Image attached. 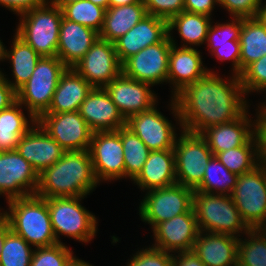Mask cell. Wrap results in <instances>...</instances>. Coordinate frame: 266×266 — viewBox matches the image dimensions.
<instances>
[{"instance_id": "2", "label": "cell", "mask_w": 266, "mask_h": 266, "mask_svg": "<svg viewBox=\"0 0 266 266\" xmlns=\"http://www.w3.org/2000/svg\"><path fill=\"white\" fill-rule=\"evenodd\" d=\"M98 183L89 150L65 151L55 164L38 175L35 195L44 199L86 197Z\"/></svg>"}, {"instance_id": "48", "label": "cell", "mask_w": 266, "mask_h": 266, "mask_svg": "<svg viewBox=\"0 0 266 266\" xmlns=\"http://www.w3.org/2000/svg\"><path fill=\"white\" fill-rule=\"evenodd\" d=\"M257 115V119H254V122L256 121V134L259 139L260 163L266 167V116L259 110Z\"/></svg>"}, {"instance_id": "57", "label": "cell", "mask_w": 266, "mask_h": 266, "mask_svg": "<svg viewBox=\"0 0 266 266\" xmlns=\"http://www.w3.org/2000/svg\"><path fill=\"white\" fill-rule=\"evenodd\" d=\"M6 50H7L6 47H4L3 43L0 40V61H2V60L5 59V57H6ZM0 73H2V72L0 71Z\"/></svg>"}, {"instance_id": "11", "label": "cell", "mask_w": 266, "mask_h": 266, "mask_svg": "<svg viewBox=\"0 0 266 266\" xmlns=\"http://www.w3.org/2000/svg\"><path fill=\"white\" fill-rule=\"evenodd\" d=\"M72 68L96 88H104L122 73L115 44L100 37Z\"/></svg>"}, {"instance_id": "8", "label": "cell", "mask_w": 266, "mask_h": 266, "mask_svg": "<svg viewBox=\"0 0 266 266\" xmlns=\"http://www.w3.org/2000/svg\"><path fill=\"white\" fill-rule=\"evenodd\" d=\"M231 198L250 229H266V167L238 175Z\"/></svg>"}, {"instance_id": "40", "label": "cell", "mask_w": 266, "mask_h": 266, "mask_svg": "<svg viewBox=\"0 0 266 266\" xmlns=\"http://www.w3.org/2000/svg\"><path fill=\"white\" fill-rule=\"evenodd\" d=\"M239 77L245 94L266 91V55L248 65Z\"/></svg>"}, {"instance_id": "46", "label": "cell", "mask_w": 266, "mask_h": 266, "mask_svg": "<svg viewBox=\"0 0 266 266\" xmlns=\"http://www.w3.org/2000/svg\"><path fill=\"white\" fill-rule=\"evenodd\" d=\"M47 0H0V5L6 7L9 10L21 15L33 8L42 6Z\"/></svg>"}, {"instance_id": "29", "label": "cell", "mask_w": 266, "mask_h": 266, "mask_svg": "<svg viewBox=\"0 0 266 266\" xmlns=\"http://www.w3.org/2000/svg\"><path fill=\"white\" fill-rule=\"evenodd\" d=\"M239 42L241 74L248 65L266 55V28L257 17L243 18Z\"/></svg>"}, {"instance_id": "59", "label": "cell", "mask_w": 266, "mask_h": 266, "mask_svg": "<svg viewBox=\"0 0 266 266\" xmlns=\"http://www.w3.org/2000/svg\"><path fill=\"white\" fill-rule=\"evenodd\" d=\"M260 106H261V107H259L260 112H261L264 116H266V102H265V104L262 103V105H260Z\"/></svg>"}, {"instance_id": "37", "label": "cell", "mask_w": 266, "mask_h": 266, "mask_svg": "<svg viewBox=\"0 0 266 266\" xmlns=\"http://www.w3.org/2000/svg\"><path fill=\"white\" fill-rule=\"evenodd\" d=\"M63 17L69 21L79 23L97 31H101L106 9L93 4L89 0H78L64 5Z\"/></svg>"}, {"instance_id": "7", "label": "cell", "mask_w": 266, "mask_h": 266, "mask_svg": "<svg viewBox=\"0 0 266 266\" xmlns=\"http://www.w3.org/2000/svg\"><path fill=\"white\" fill-rule=\"evenodd\" d=\"M84 197H53L46 199L52 229L56 240L60 235L71 237L81 242H89L97 231V219L86 210L80 201Z\"/></svg>"}, {"instance_id": "47", "label": "cell", "mask_w": 266, "mask_h": 266, "mask_svg": "<svg viewBox=\"0 0 266 266\" xmlns=\"http://www.w3.org/2000/svg\"><path fill=\"white\" fill-rule=\"evenodd\" d=\"M215 3L218 4L219 0H184V11L210 17Z\"/></svg>"}, {"instance_id": "21", "label": "cell", "mask_w": 266, "mask_h": 266, "mask_svg": "<svg viewBox=\"0 0 266 266\" xmlns=\"http://www.w3.org/2000/svg\"><path fill=\"white\" fill-rule=\"evenodd\" d=\"M168 36V21L146 15L125 35L117 39L115 50L121 63L146 47L162 42Z\"/></svg>"}, {"instance_id": "1", "label": "cell", "mask_w": 266, "mask_h": 266, "mask_svg": "<svg viewBox=\"0 0 266 266\" xmlns=\"http://www.w3.org/2000/svg\"><path fill=\"white\" fill-rule=\"evenodd\" d=\"M245 95L238 75L225 80L214 71H208L171 97L170 108L184 131L201 134L209 127L241 117L249 106Z\"/></svg>"}, {"instance_id": "16", "label": "cell", "mask_w": 266, "mask_h": 266, "mask_svg": "<svg viewBox=\"0 0 266 266\" xmlns=\"http://www.w3.org/2000/svg\"><path fill=\"white\" fill-rule=\"evenodd\" d=\"M126 127L136 134L151 150H170L175 146L177 133L155 105L144 112L136 113L126 119Z\"/></svg>"}, {"instance_id": "52", "label": "cell", "mask_w": 266, "mask_h": 266, "mask_svg": "<svg viewBox=\"0 0 266 266\" xmlns=\"http://www.w3.org/2000/svg\"><path fill=\"white\" fill-rule=\"evenodd\" d=\"M140 1L141 0H109V7L130 5L133 3L140 2Z\"/></svg>"}, {"instance_id": "39", "label": "cell", "mask_w": 266, "mask_h": 266, "mask_svg": "<svg viewBox=\"0 0 266 266\" xmlns=\"http://www.w3.org/2000/svg\"><path fill=\"white\" fill-rule=\"evenodd\" d=\"M73 252L65 244L35 248L30 266H66L73 258Z\"/></svg>"}, {"instance_id": "58", "label": "cell", "mask_w": 266, "mask_h": 266, "mask_svg": "<svg viewBox=\"0 0 266 266\" xmlns=\"http://www.w3.org/2000/svg\"><path fill=\"white\" fill-rule=\"evenodd\" d=\"M6 221V211L0 212V226Z\"/></svg>"}, {"instance_id": "20", "label": "cell", "mask_w": 266, "mask_h": 266, "mask_svg": "<svg viewBox=\"0 0 266 266\" xmlns=\"http://www.w3.org/2000/svg\"><path fill=\"white\" fill-rule=\"evenodd\" d=\"M79 113L93 132L117 131L126 126V119L104 88L93 87Z\"/></svg>"}, {"instance_id": "49", "label": "cell", "mask_w": 266, "mask_h": 266, "mask_svg": "<svg viewBox=\"0 0 266 266\" xmlns=\"http://www.w3.org/2000/svg\"><path fill=\"white\" fill-rule=\"evenodd\" d=\"M16 101V91L4 79V74L0 73V111L8 108Z\"/></svg>"}, {"instance_id": "56", "label": "cell", "mask_w": 266, "mask_h": 266, "mask_svg": "<svg viewBox=\"0 0 266 266\" xmlns=\"http://www.w3.org/2000/svg\"><path fill=\"white\" fill-rule=\"evenodd\" d=\"M91 1L93 4L103 7L105 9L109 8V0H89Z\"/></svg>"}, {"instance_id": "41", "label": "cell", "mask_w": 266, "mask_h": 266, "mask_svg": "<svg viewBox=\"0 0 266 266\" xmlns=\"http://www.w3.org/2000/svg\"><path fill=\"white\" fill-rule=\"evenodd\" d=\"M230 23L210 26L207 34V45L230 44V41L239 40L243 17H232Z\"/></svg>"}, {"instance_id": "34", "label": "cell", "mask_w": 266, "mask_h": 266, "mask_svg": "<svg viewBox=\"0 0 266 266\" xmlns=\"http://www.w3.org/2000/svg\"><path fill=\"white\" fill-rule=\"evenodd\" d=\"M238 175L230 172L216 156L209 161L202 182L194 189L198 192L231 195Z\"/></svg>"}, {"instance_id": "32", "label": "cell", "mask_w": 266, "mask_h": 266, "mask_svg": "<svg viewBox=\"0 0 266 266\" xmlns=\"http://www.w3.org/2000/svg\"><path fill=\"white\" fill-rule=\"evenodd\" d=\"M13 38V48L11 51L6 50L5 59L11 61L12 72L14 82L4 79L7 83L17 91L21 86H23L31 77L33 71L35 70L37 62L41 59V56L28 44H26L17 35Z\"/></svg>"}, {"instance_id": "30", "label": "cell", "mask_w": 266, "mask_h": 266, "mask_svg": "<svg viewBox=\"0 0 266 266\" xmlns=\"http://www.w3.org/2000/svg\"><path fill=\"white\" fill-rule=\"evenodd\" d=\"M22 107L16 100L8 108L0 111V152L16 150L20 138L31 128V124L37 122L35 118L28 121L21 111Z\"/></svg>"}, {"instance_id": "44", "label": "cell", "mask_w": 266, "mask_h": 266, "mask_svg": "<svg viewBox=\"0 0 266 266\" xmlns=\"http://www.w3.org/2000/svg\"><path fill=\"white\" fill-rule=\"evenodd\" d=\"M262 0H219V6L226 8L231 17H256Z\"/></svg>"}, {"instance_id": "9", "label": "cell", "mask_w": 266, "mask_h": 266, "mask_svg": "<svg viewBox=\"0 0 266 266\" xmlns=\"http://www.w3.org/2000/svg\"><path fill=\"white\" fill-rule=\"evenodd\" d=\"M181 131L173 148L176 180L177 184L195 189L202 182L206 166L214 154L200 134Z\"/></svg>"}, {"instance_id": "43", "label": "cell", "mask_w": 266, "mask_h": 266, "mask_svg": "<svg viewBox=\"0 0 266 266\" xmlns=\"http://www.w3.org/2000/svg\"><path fill=\"white\" fill-rule=\"evenodd\" d=\"M148 15L169 21L184 11V0H143Z\"/></svg>"}, {"instance_id": "19", "label": "cell", "mask_w": 266, "mask_h": 266, "mask_svg": "<svg viewBox=\"0 0 266 266\" xmlns=\"http://www.w3.org/2000/svg\"><path fill=\"white\" fill-rule=\"evenodd\" d=\"M16 151L30 163L38 175L55 164L65 153L37 122L20 138Z\"/></svg>"}, {"instance_id": "12", "label": "cell", "mask_w": 266, "mask_h": 266, "mask_svg": "<svg viewBox=\"0 0 266 266\" xmlns=\"http://www.w3.org/2000/svg\"><path fill=\"white\" fill-rule=\"evenodd\" d=\"M36 121L65 151L89 150L94 132L79 111L42 114Z\"/></svg>"}, {"instance_id": "15", "label": "cell", "mask_w": 266, "mask_h": 266, "mask_svg": "<svg viewBox=\"0 0 266 266\" xmlns=\"http://www.w3.org/2000/svg\"><path fill=\"white\" fill-rule=\"evenodd\" d=\"M38 174L16 150L0 152V195L7 201L35 195Z\"/></svg>"}, {"instance_id": "54", "label": "cell", "mask_w": 266, "mask_h": 266, "mask_svg": "<svg viewBox=\"0 0 266 266\" xmlns=\"http://www.w3.org/2000/svg\"><path fill=\"white\" fill-rule=\"evenodd\" d=\"M78 0H47V3L52 4L54 6H58L60 9L67 4L76 2Z\"/></svg>"}, {"instance_id": "27", "label": "cell", "mask_w": 266, "mask_h": 266, "mask_svg": "<svg viewBox=\"0 0 266 266\" xmlns=\"http://www.w3.org/2000/svg\"><path fill=\"white\" fill-rule=\"evenodd\" d=\"M92 88L73 68H67L61 75L52 103L44 114L79 111L80 105Z\"/></svg>"}, {"instance_id": "18", "label": "cell", "mask_w": 266, "mask_h": 266, "mask_svg": "<svg viewBox=\"0 0 266 266\" xmlns=\"http://www.w3.org/2000/svg\"><path fill=\"white\" fill-rule=\"evenodd\" d=\"M150 84L127 77L123 73L108 83L104 89L125 119L156 105L157 97Z\"/></svg>"}, {"instance_id": "45", "label": "cell", "mask_w": 266, "mask_h": 266, "mask_svg": "<svg viewBox=\"0 0 266 266\" xmlns=\"http://www.w3.org/2000/svg\"><path fill=\"white\" fill-rule=\"evenodd\" d=\"M211 55L213 54L221 61L232 60L233 73L240 75V42L239 40L230 41V44L208 45Z\"/></svg>"}, {"instance_id": "4", "label": "cell", "mask_w": 266, "mask_h": 266, "mask_svg": "<svg viewBox=\"0 0 266 266\" xmlns=\"http://www.w3.org/2000/svg\"><path fill=\"white\" fill-rule=\"evenodd\" d=\"M193 208L201 232L228 234L238 237L250 228L242 219L231 195L211 194L194 190ZM237 234V235H236Z\"/></svg>"}, {"instance_id": "23", "label": "cell", "mask_w": 266, "mask_h": 266, "mask_svg": "<svg viewBox=\"0 0 266 266\" xmlns=\"http://www.w3.org/2000/svg\"><path fill=\"white\" fill-rule=\"evenodd\" d=\"M98 38L99 33L94 29L62 17L57 57L68 68H72L83 58Z\"/></svg>"}, {"instance_id": "6", "label": "cell", "mask_w": 266, "mask_h": 266, "mask_svg": "<svg viewBox=\"0 0 266 266\" xmlns=\"http://www.w3.org/2000/svg\"><path fill=\"white\" fill-rule=\"evenodd\" d=\"M68 67L59 57H41L30 79L16 91V100L25 105L30 118L36 120L52 103L61 75Z\"/></svg>"}, {"instance_id": "25", "label": "cell", "mask_w": 266, "mask_h": 266, "mask_svg": "<svg viewBox=\"0 0 266 266\" xmlns=\"http://www.w3.org/2000/svg\"><path fill=\"white\" fill-rule=\"evenodd\" d=\"M247 112L248 110L232 122L209 127L200 134L214 156L219 152L243 146L256 133V123H252Z\"/></svg>"}, {"instance_id": "3", "label": "cell", "mask_w": 266, "mask_h": 266, "mask_svg": "<svg viewBox=\"0 0 266 266\" xmlns=\"http://www.w3.org/2000/svg\"><path fill=\"white\" fill-rule=\"evenodd\" d=\"M6 221L10 229L35 248L57 244L46 199L37 195L7 201Z\"/></svg>"}, {"instance_id": "38", "label": "cell", "mask_w": 266, "mask_h": 266, "mask_svg": "<svg viewBox=\"0 0 266 266\" xmlns=\"http://www.w3.org/2000/svg\"><path fill=\"white\" fill-rule=\"evenodd\" d=\"M34 250L11 229L7 232L0 256L1 266H30Z\"/></svg>"}, {"instance_id": "42", "label": "cell", "mask_w": 266, "mask_h": 266, "mask_svg": "<svg viewBox=\"0 0 266 266\" xmlns=\"http://www.w3.org/2000/svg\"><path fill=\"white\" fill-rule=\"evenodd\" d=\"M127 266H173V254L155 247L138 250Z\"/></svg>"}, {"instance_id": "13", "label": "cell", "mask_w": 266, "mask_h": 266, "mask_svg": "<svg viewBox=\"0 0 266 266\" xmlns=\"http://www.w3.org/2000/svg\"><path fill=\"white\" fill-rule=\"evenodd\" d=\"M171 47L169 36L162 42L146 47L122 63V73L152 86L167 82Z\"/></svg>"}, {"instance_id": "51", "label": "cell", "mask_w": 266, "mask_h": 266, "mask_svg": "<svg viewBox=\"0 0 266 266\" xmlns=\"http://www.w3.org/2000/svg\"><path fill=\"white\" fill-rule=\"evenodd\" d=\"M10 230V226L7 221H5L1 226H0V256H1V250L3 246V242L5 239V236L7 232Z\"/></svg>"}, {"instance_id": "17", "label": "cell", "mask_w": 266, "mask_h": 266, "mask_svg": "<svg viewBox=\"0 0 266 266\" xmlns=\"http://www.w3.org/2000/svg\"><path fill=\"white\" fill-rule=\"evenodd\" d=\"M199 232L192 207L188 212L158 223L153 228L155 239L153 247L168 253L191 251Z\"/></svg>"}, {"instance_id": "24", "label": "cell", "mask_w": 266, "mask_h": 266, "mask_svg": "<svg viewBox=\"0 0 266 266\" xmlns=\"http://www.w3.org/2000/svg\"><path fill=\"white\" fill-rule=\"evenodd\" d=\"M238 242L232 235L200 231L192 251L205 266H237Z\"/></svg>"}, {"instance_id": "55", "label": "cell", "mask_w": 266, "mask_h": 266, "mask_svg": "<svg viewBox=\"0 0 266 266\" xmlns=\"http://www.w3.org/2000/svg\"><path fill=\"white\" fill-rule=\"evenodd\" d=\"M66 266H92L84 260L77 259L75 256L66 264Z\"/></svg>"}, {"instance_id": "10", "label": "cell", "mask_w": 266, "mask_h": 266, "mask_svg": "<svg viewBox=\"0 0 266 266\" xmlns=\"http://www.w3.org/2000/svg\"><path fill=\"white\" fill-rule=\"evenodd\" d=\"M193 195L194 189L177 183L149 190L139 206L141 220L153 229L158 223L188 212L193 207Z\"/></svg>"}, {"instance_id": "28", "label": "cell", "mask_w": 266, "mask_h": 266, "mask_svg": "<svg viewBox=\"0 0 266 266\" xmlns=\"http://www.w3.org/2000/svg\"><path fill=\"white\" fill-rule=\"evenodd\" d=\"M146 15L148 14L143 0L130 5L109 7L105 11L104 23L99 37L114 43Z\"/></svg>"}, {"instance_id": "26", "label": "cell", "mask_w": 266, "mask_h": 266, "mask_svg": "<svg viewBox=\"0 0 266 266\" xmlns=\"http://www.w3.org/2000/svg\"><path fill=\"white\" fill-rule=\"evenodd\" d=\"M133 181L147 191L176 184L174 149L150 151L142 171Z\"/></svg>"}, {"instance_id": "33", "label": "cell", "mask_w": 266, "mask_h": 266, "mask_svg": "<svg viewBox=\"0 0 266 266\" xmlns=\"http://www.w3.org/2000/svg\"><path fill=\"white\" fill-rule=\"evenodd\" d=\"M215 156L236 175L249 172L260 164L258 136L255 133L243 146L219 152Z\"/></svg>"}, {"instance_id": "14", "label": "cell", "mask_w": 266, "mask_h": 266, "mask_svg": "<svg viewBox=\"0 0 266 266\" xmlns=\"http://www.w3.org/2000/svg\"><path fill=\"white\" fill-rule=\"evenodd\" d=\"M89 153L99 183L102 180H118L125 177L120 129L117 131L94 132Z\"/></svg>"}, {"instance_id": "36", "label": "cell", "mask_w": 266, "mask_h": 266, "mask_svg": "<svg viewBox=\"0 0 266 266\" xmlns=\"http://www.w3.org/2000/svg\"><path fill=\"white\" fill-rule=\"evenodd\" d=\"M246 237L239 238L237 266H266V229H250Z\"/></svg>"}, {"instance_id": "22", "label": "cell", "mask_w": 266, "mask_h": 266, "mask_svg": "<svg viewBox=\"0 0 266 266\" xmlns=\"http://www.w3.org/2000/svg\"><path fill=\"white\" fill-rule=\"evenodd\" d=\"M172 33H168L172 47L169 53L168 62V83L173 84V98L181 92L187 85L193 84L203 77L211 69L203 66L200 52L194 47L178 48Z\"/></svg>"}, {"instance_id": "35", "label": "cell", "mask_w": 266, "mask_h": 266, "mask_svg": "<svg viewBox=\"0 0 266 266\" xmlns=\"http://www.w3.org/2000/svg\"><path fill=\"white\" fill-rule=\"evenodd\" d=\"M120 137L124 154L125 178L134 180L142 171L151 150L126 126L120 128Z\"/></svg>"}, {"instance_id": "5", "label": "cell", "mask_w": 266, "mask_h": 266, "mask_svg": "<svg viewBox=\"0 0 266 266\" xmlns=\"http://www.w3.org/2000/svg\"><path fill=\"white\" fill-rule=\"evenodd\" d=\"M16 35L41 57L57 56L63 13L58 6L45 3L20 15Z\"/></svg>"}, {"instance_id": "50", "label": "cell", "mask_w": 266, "mask_h": 266, "mask_svg": "<svg viewBox=\"0 0 266 266\" xmlns=\"http://www.w3.org/2000/svg\"><path fill=\"white\" fill-rule=\"evenodd\" d=\"M173 266H205L200 258L191 250L173 254Z\"/></svg>"}, {"instance_id": "31", "label": "cell", "mask_w": 266, "mask_h": 266, "mask_svg": "<svg viewBox=\"0 0 266 266\" xmlns=\"http://www.w3.org/2000/svg\"><path fill=\"white\" fill-rule=\"evenodd\" d=\"M210 21L211 17L207 15L183 11L168 21V33L173 29L178 30L179 36L184 42L181 47L192 48L191 45L199 46L206 42L208 30L212 23Z\"/></svg>"}, {"instance_id": "53", "label": "cell", "mask_w": 266, "mask_h": 266, "mask_svg": "<svg viewBox=\"0 0 266 266\" xmlns=\"http://www.w3.org/2000/svg\"><path fill=\"white\" fill-rule=\"evenodd\" d=\"M262 2L261 5L259 7L258 13H257V18L259 19V21L264 25V27L266 28V4L264 5V7L262 6Z\"/></svg>"}]
</instances>
